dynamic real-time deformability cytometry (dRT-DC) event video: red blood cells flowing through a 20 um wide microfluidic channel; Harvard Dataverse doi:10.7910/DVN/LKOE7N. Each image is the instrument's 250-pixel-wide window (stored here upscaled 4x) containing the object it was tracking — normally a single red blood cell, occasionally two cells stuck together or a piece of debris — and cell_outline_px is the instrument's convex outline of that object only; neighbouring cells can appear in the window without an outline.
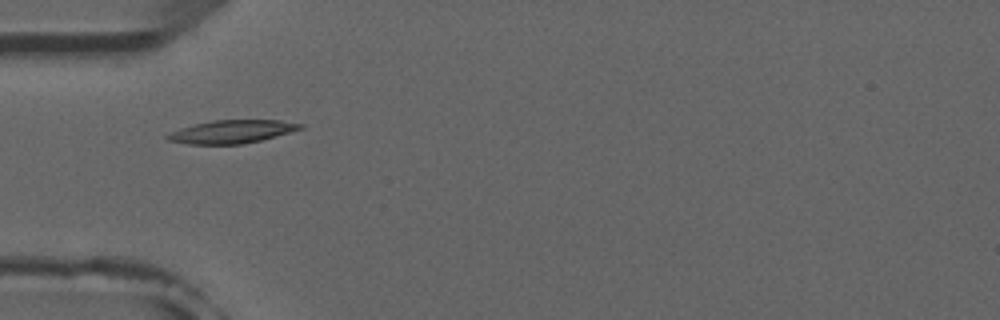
{"species": "common noctule bat (a hibernating species)", "species_latin": "Nyctalus noctula", "temperature_condition": "room temperature", "stored_images_in_passage": 6, "camera_frame_rate_fps": 3000, "um_per_image_px": 0.085, "animal": {"sex": "male", "forearm_length_mm": 52.5}, "frame": {"image": 1, "passage_image": 4, "time_ms": 4.333, "image_size_px": [1000, 320], "cell_outline_px": [[304, 128], [260, 140], [240, 144], [188, 144], [168, 140], [164, 136], [180, 128], [212, 120], [280, 120], [304, 124]], "centroid_in_image_um": [19.71, 11.18], "position_along_channel_um": 65.3, "area_um2": 17.69}}
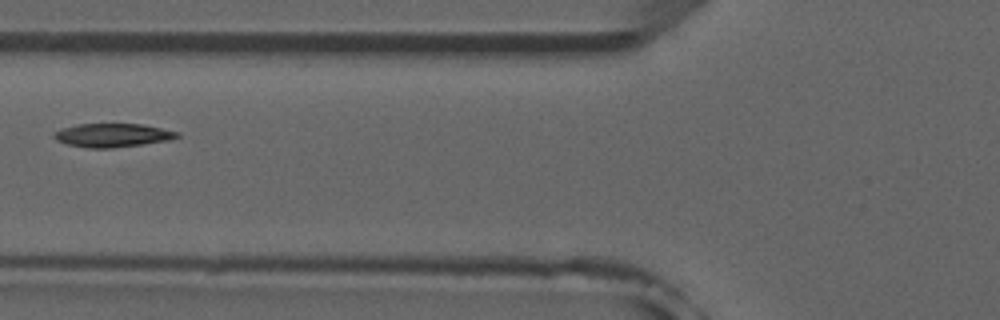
{"frame": {"image": 2, "passage_image": 5, "time_ms": 5.667, "image_size_px": [1000, 320], "cell_outline_px": [[180, 136], [168, 140], [112, 148], [88, 148], [68, 144], [56, 140], [52, 136], [60, 128], [76, 124], [140, 124], [180, 132]], "centroid_in_image_um": [9.53, 11.49], "position_along_channel_um": 116.3, "area_um2": 16.76}}
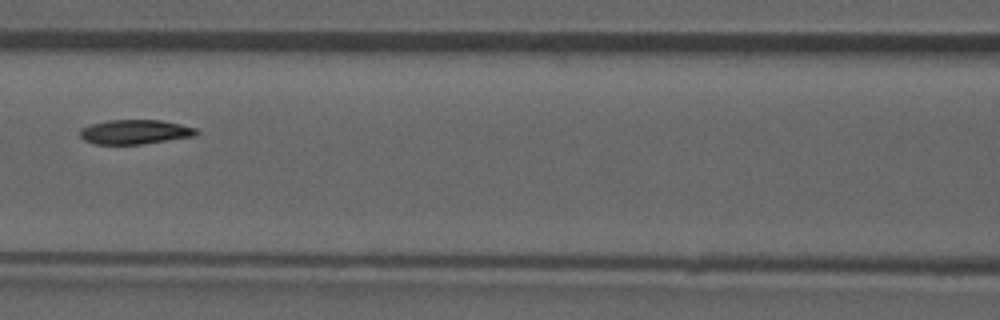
{"frame": {"image": 3, "passage_image": 6, "time_ms": 6.667, "image_size_px": [1000, 320], "cell_outline_px": [[200, 132], [196, 136], [140, 144], [96, 144], [84, 140], [80, 136], [80, 128], [88, 124], [108, 120], [160, 120], [180, 124], [196, 128]], "centroid_in_image_um": [11.46, 11.2], "position_along_channel_um": 155.1, "area_um2": 16.65}}